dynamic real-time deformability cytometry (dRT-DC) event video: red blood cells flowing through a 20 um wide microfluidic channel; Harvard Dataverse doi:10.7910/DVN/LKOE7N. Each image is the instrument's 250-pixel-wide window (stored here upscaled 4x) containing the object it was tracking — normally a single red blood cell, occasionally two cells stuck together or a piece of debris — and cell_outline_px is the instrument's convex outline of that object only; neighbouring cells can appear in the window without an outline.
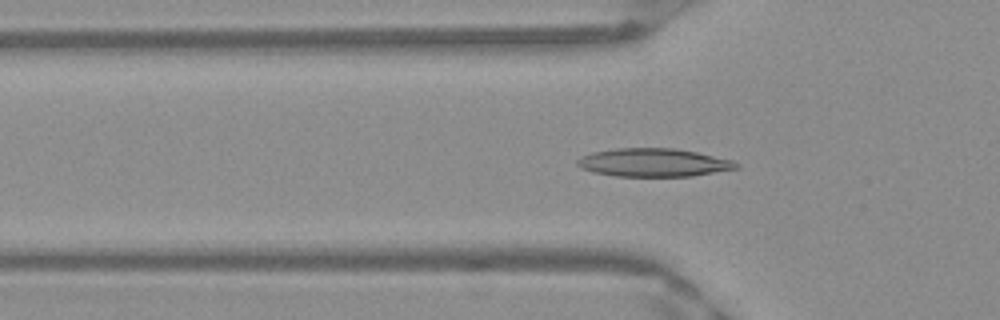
{"species": "Egyptian fruit bat (a non-hibernating species)", "species_latin": "Rousettus aegyptiacus", "temperature_condition": "warm", "stored_images_in_passage": 46, "camera_frame_rate_fps": 3000, "um_per_image_px": 0.085, "frame": {"image": 1, "passage_image": 16, "time_ms": 5.0, "image_size_px": [1000, 320], "cell_outline_px": [[740, 168], [692, 176], [616, 176], [592, 172], [576, 164], [576, 160], [592, 152], [616, 148], [672, 148], [696, 152], [732, 160], [740, 164]], "centroid_in_image_um": [55.58, 13.82], "position_along_channel_um": 70.2, "area_um2": 26.01}}
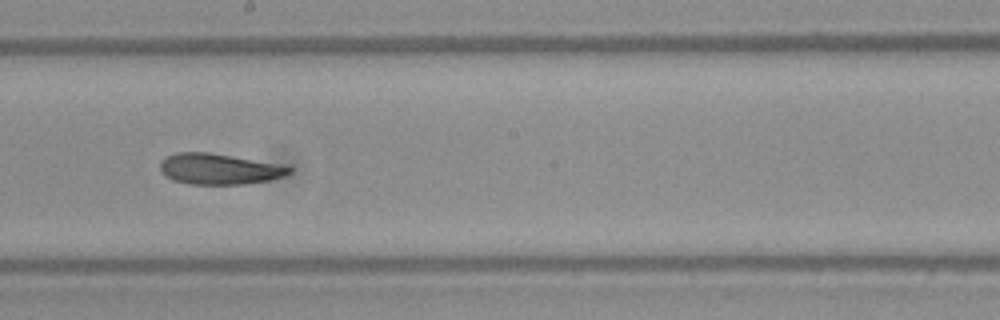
{"frame": {"image": 2, "passage_image": 28, "time_ms": 9.0, "image_size_px": [1000, 320], "cell_outline_px": [[292, 172], [284, 176], [272, 180], [244, 184], [188, 184], [172, 180], [160, 168], [160, 160], [176, 152], [208, 152], [272, 164], [292, 168]], "centroid_in_image_um": [18.58, 14.38], "position_along_channel_um": 229.6, "area_um2": 22.66}}
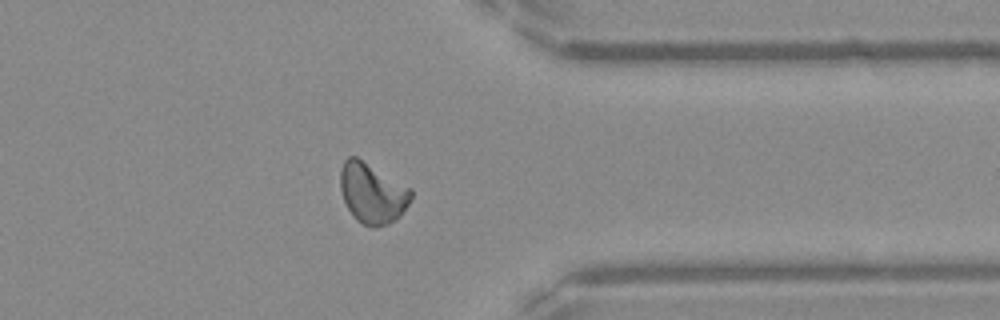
{"frame": {"image": 3, "passage_image": 40, "time_ms": 13.0, "image_size_px": [1000, 320], "cell_outline_px": [[412, 196], [408, 204], [400, 216], [396, 220], [388, 224], [376, 228], [372, 228], [356, 220], [352, 216], [344, 200], [340, 188], [340, 168], [344, 160], [348, 156], [356, 156], [412, 188]], "centroid_in_image_um": [31.64, 16.42], "position_along_channel_um": 379.8, "area_um2": 25.14}, "authors_computed_cell_mechanics": {"area_um2": 23.987, "velocity_mm_per_s": 3.9567, "shape_relaxation_time_tau1_ms": null, "shape_relaxation_time_tau2_ms": 4.832, "deformation_change_tau1": null, "deformation_change_tau2": 0.113}}